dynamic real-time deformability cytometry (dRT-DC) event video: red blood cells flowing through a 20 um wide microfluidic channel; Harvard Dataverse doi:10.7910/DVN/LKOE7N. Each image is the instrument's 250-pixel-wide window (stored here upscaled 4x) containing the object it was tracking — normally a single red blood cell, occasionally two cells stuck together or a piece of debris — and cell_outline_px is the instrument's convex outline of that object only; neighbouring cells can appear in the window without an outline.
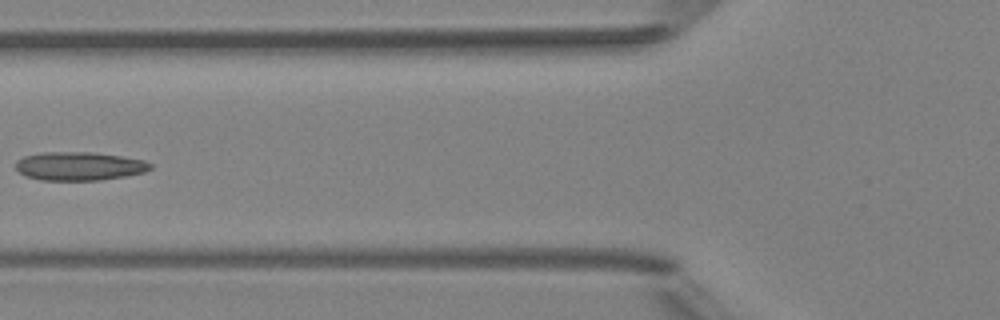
{"species": "Egyptian fruit bat (a non-hibernating species)", "species_latin": "Rousettus aegyptiacus", "temperature_condition": "room temperature", "stored_images_in_passage": 6, "camera_frame_rate_fps": 3000, "um_per_image_px": 0.085, "animal": {"sex": "female"}, "frame": {"image": 1, "passage_image": 5, "time_ms": 4.667, "image_size_px": [1000, 320], "cell_outline_px": [[152, 168], [144, 172], [124, 176], [100, 180], [40, 180], [24, 176], [16, 168], [16, 160], [24, 156], [40, 152], [92, 152], [120, 156], [144, 160], [152, 164]], "centroid_in_image_um": [6.71, 14.12], "position_along_channel_um": 119.1, "area_um2": 22.43}}
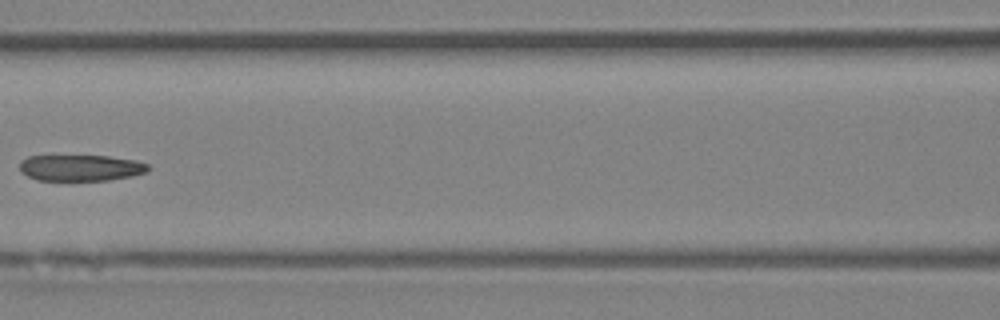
{"frame": {"image": 2, "passage_image": 6, "time_ms": 5.667, "image_size_px": [1000, 320], "cell_outline_px": [[152, 168], [148, 172], [132, 176], [108, 180], [36, 180], [28, 176], [20, 168], [20, 160], [28, 156], [108, 156], [136, 160], [148, 164]], "centroid_in_image_um": [6.91, 14.26], "position_along_channel_um": 159.7, "area_um2": 19.65}}